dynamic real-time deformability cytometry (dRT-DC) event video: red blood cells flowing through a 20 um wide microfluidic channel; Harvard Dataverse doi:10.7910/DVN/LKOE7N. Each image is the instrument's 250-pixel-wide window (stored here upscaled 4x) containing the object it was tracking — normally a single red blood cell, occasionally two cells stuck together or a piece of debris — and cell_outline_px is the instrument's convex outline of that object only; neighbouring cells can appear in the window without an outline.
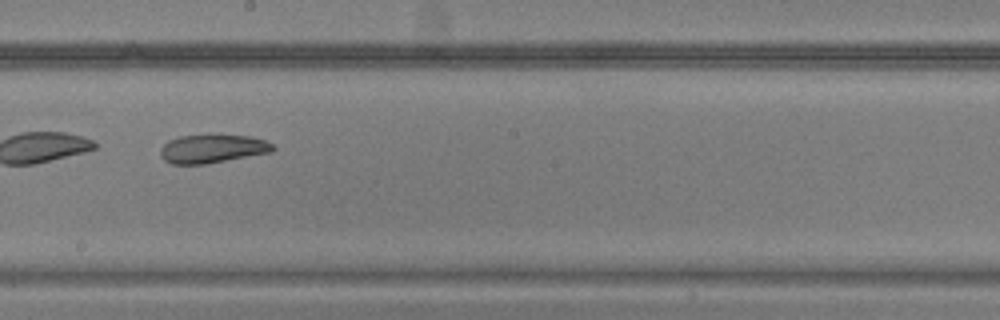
{"species": "common noctule bat (a hibernating species)", "species_latin": "Nyctalus noctula", "temperature_condition": "warm", "stored_images_in_passage": 35, "camera_frame_rate_fps": 3000, "um_per_image_px": 0.085, "animal": {"sex": "male", "body_mass_g": 20.5, "forearm_length_mm": 52.5}, "frame": {"image": 1, "passage_image": 16, "time_ms": 5.0, "image_size_px": [1000, 320], "cell_outline_px": [[276, 148], [272, 152], [204, 164], [172, 164], [164, 160], [160, 156], [160, 148], [168, 140], [180, 136], [208, 132], [252, 136], [264, 140], [272, 144]], "centroid_in_image_um": [18.04, 12.59], "position_along_channel_um": 230.2, "area_um2": 19.42}}